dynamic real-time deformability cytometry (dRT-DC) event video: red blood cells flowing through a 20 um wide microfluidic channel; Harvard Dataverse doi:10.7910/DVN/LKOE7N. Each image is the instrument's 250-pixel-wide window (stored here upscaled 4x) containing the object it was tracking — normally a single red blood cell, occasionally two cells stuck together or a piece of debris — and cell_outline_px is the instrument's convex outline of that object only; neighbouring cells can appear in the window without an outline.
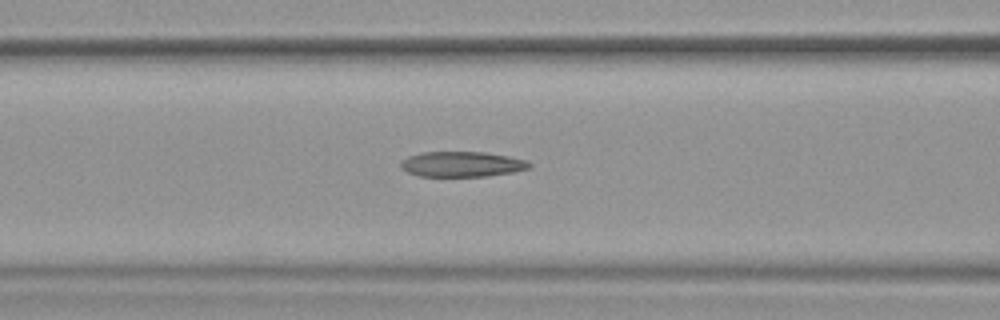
{"species": "common noctule bat (a hibernating species)", "species_latin": "Nyctalus noctula", "temperature_condition": "warm", "stored_images_in_passage": 37, "camera_frame_rate_fps": 3000, "um_per_image_px": 0.085, "animal": {"sex": "female", "body_mass_g": 19.9}, "frame": {"image": 1, "passage_image": 6, "time_ms": 1.667, "image_size_px": [1000, 320], "cell_outline_px": [[532, 168], [512, 172], [488, 176], [420, 176], [408, 172], [400, 168], [400, 160], [408, 156], [420, 152], [484, 152], [508, 156], [528, 160], [532, 164]], "centroid_in_image_um": [39.27, 13.95], "position_along_channel_um": 127.3, "area_um2": 19.13}, "authors_computed_cell_mechanics": {"area_um2": 19.4208, "velocity_mm_per_s": 3.8247, "shape_relaxation_time_tau1_ms": null, "shape_relaxation_time_tau2_ms": 2.4796, "deformation_change_tau1": null, "deformation_change_tau2": 0.1301}}